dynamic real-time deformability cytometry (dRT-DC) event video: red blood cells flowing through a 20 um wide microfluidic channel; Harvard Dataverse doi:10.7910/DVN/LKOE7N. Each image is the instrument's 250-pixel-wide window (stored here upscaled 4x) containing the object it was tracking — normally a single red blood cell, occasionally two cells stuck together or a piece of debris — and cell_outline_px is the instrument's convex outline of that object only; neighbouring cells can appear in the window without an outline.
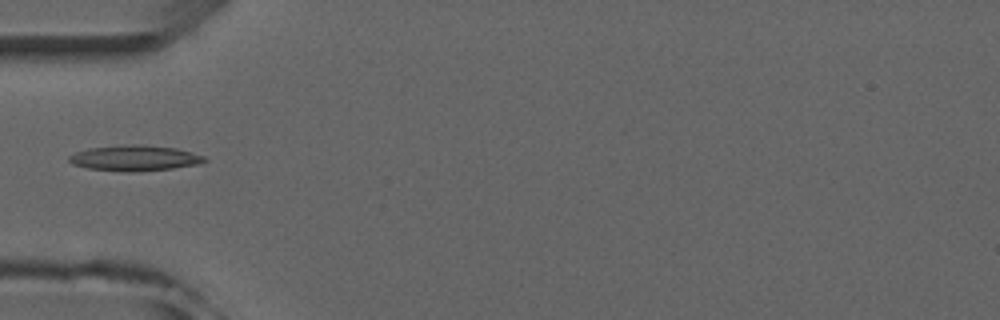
{"species": "common noctule bat (a hibernating species)", "species_latin": "Nyctalus noctula", "temperature_condition": "room temperature", "stored_images_in_passage": 5, "camera_frame_rate_fps": 3000, "um_per_image_px": 0.085, "animal": {"sex": "male", "forearm_length_mm": 52.5}, "frame": {"image": 1, "passage_image": 5, "time_ms": 4.667, "image_size_px": [1000, 320], "cell_outline_px": [[208, 160], [196, 164], [172, 168], [132, 172], [128, 172], [88, 168], [72, 164], [68, 160], [68, 156], [76, 152], [88, 148], [124, 144], [140, 144], [176, 148], [204, 156]], "centroid_in_image_um": [11.41, 13.42], "position_along_channel_um": 73.6, "area_um2": 20.11}}